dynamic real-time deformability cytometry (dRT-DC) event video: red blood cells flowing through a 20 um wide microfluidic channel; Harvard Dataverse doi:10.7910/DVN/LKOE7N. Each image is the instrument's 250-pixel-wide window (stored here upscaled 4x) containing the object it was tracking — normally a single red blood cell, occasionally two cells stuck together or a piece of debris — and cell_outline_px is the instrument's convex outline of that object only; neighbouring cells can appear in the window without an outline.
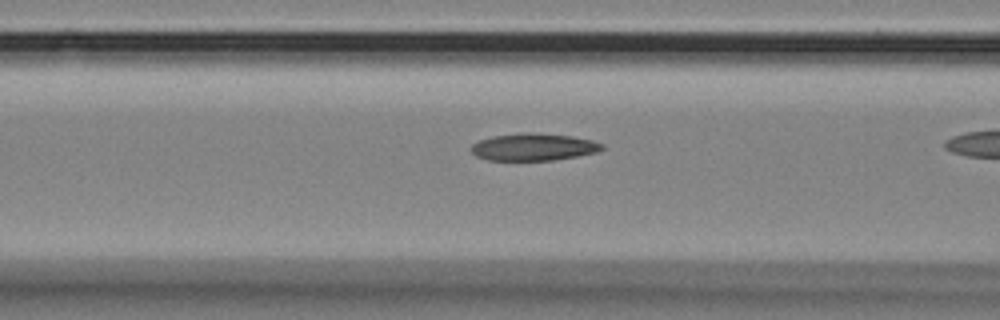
{"species": "Egyptian fruit bat (a non-hibernating species)", "species_latin": "Rousettus aegyptiacus", "temperature_condition": "room temperature", "stored_images_in_passage": 16, "camera_frame_rate_fps": 3000, "um_per_image_px": 0.085, "animal": {"sex": "female"}, "frame": {"image": 1, "passage_image": 10, "time_ms": 3.0, "image_size_px": [1000, 320], "cell_outline_px": [[604, 148], [596, 152], [576, 156], [552, 160], [488, 160], [476, 156], [472, 152], [472, 144], [480, 140], [492, 136], [520, 132], [532, 132], [572, 136], [592, 140], [604, 144]], "centroid_in_image_um": [45.35, 12.48], "position_along_channel_um": 121.3, "area_um2": 20.75}}
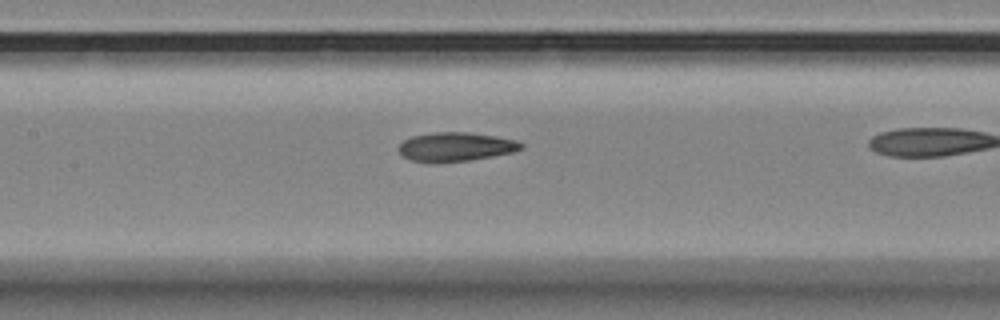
{"frame": {"image": 2, "passage_image": 14, "time_ms": 4.333, "image_size_px": [1000, 320], "cell_outline_px": [[524, 148], [512, 152], [492, 156], [468, 160], [408, 160], [400, 156], [396, 148], [404, 140], [412, 136], [432, 132], [468, 132], [496, 136], [520, 140], [524, 144]], "centroid_in_image_um": [38.75, 12.44], "position_along_channel_um": 168.6, "area_um2": 20.4}}